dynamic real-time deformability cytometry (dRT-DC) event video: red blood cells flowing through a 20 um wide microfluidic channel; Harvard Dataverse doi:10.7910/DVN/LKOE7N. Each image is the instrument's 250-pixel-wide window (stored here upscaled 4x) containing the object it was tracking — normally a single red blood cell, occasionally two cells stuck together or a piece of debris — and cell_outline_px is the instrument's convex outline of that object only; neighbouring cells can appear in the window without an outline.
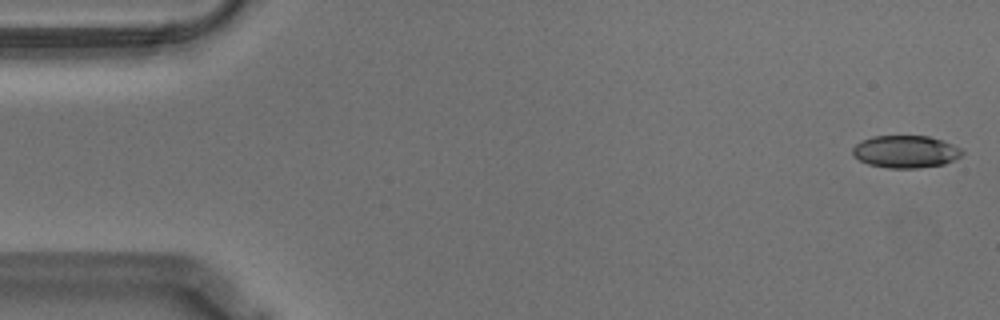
{"species": "Egyptian fruit bat (a non-hibernating species)", "species_latin": "Rousettus aegyptiacus", "temperature_condition": "warm", "stored_images_in_passage": 56, "camera_frame_rate_fps": 3000, "um_per_image_px": 0.085, "animal": {"sex": "male"}, "frame": {"image": 1, "passage_image": 1, "time_ms": 0.0, "image_size_px": [1000, 320], "cell_outline_px": [[964, 152], [960, 156], [944, 164], [920, 168], [888, 168], [868, 164], [852, 156], [852, 148], [860, 140], [872, 136], [928, 136], [944, 140], [964, 148]], "centroid_in_image_um": [76.98, 12.88], "position_along_channel_um": 8.0, "area_um2": 20.98}}
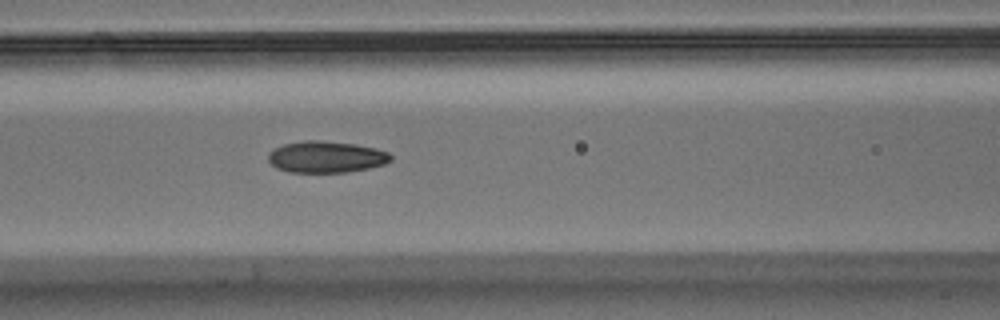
{"frame": {"image": 2, "passage_image": 23, "time_ms": 7.333, "image_size_px": [1000, 320], "cell_outline_px": [[392, 160], [384, 164], [368, 168], [348, 172], [288, 172], [276, 168], [268, 160], [268, 152], [284, 144], [304, 140], [320, 140], [356, 144], [376, 148], [388, 152], [392, 156]], "centroid_in_image_um": [27.73, 13.33], "position_along_channel_um": 138.9, "area_um2": 22.6}}
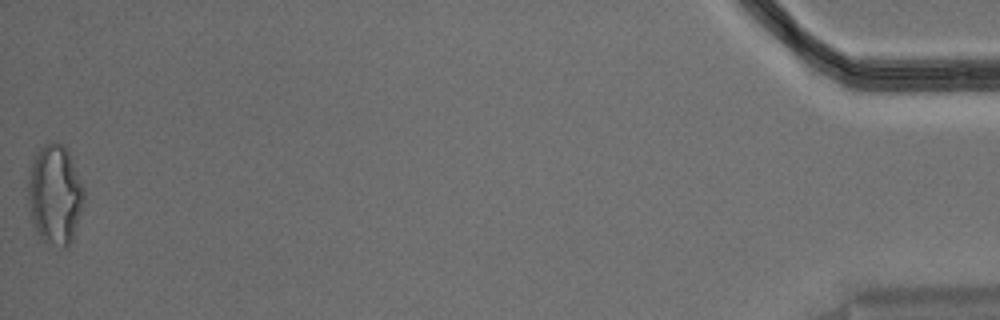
{"frame": {"image": 3, "passage_image": 56, "time_ms": 18.333, "image_size_px": [1000, 320], "cell_outline_px": [[84, 204], [72, 240], [68, 248], [64, 248], [44, 240], [36, 232], [32, 224], [28, 204], [28, 168], [36, 152], [44, 144], [52, 140], [64, 144], [68, 148], [84, 188]], "centroid_in_image_um": [4.66, 16.49], "position_along_channel_um": 430.5, "area_um2": 33.18}, "authors_computed_cell_mechanics": {"area_um2": 22.2819, "velocity_mm_per_s": 3.5516, "shape_relaxation_time_tau1_ms": null, "shape_relaxation_time_tau2_ms": 2.6001, "deformation_change_tau1": null, "deformation_change_tau2": 0.0925}}